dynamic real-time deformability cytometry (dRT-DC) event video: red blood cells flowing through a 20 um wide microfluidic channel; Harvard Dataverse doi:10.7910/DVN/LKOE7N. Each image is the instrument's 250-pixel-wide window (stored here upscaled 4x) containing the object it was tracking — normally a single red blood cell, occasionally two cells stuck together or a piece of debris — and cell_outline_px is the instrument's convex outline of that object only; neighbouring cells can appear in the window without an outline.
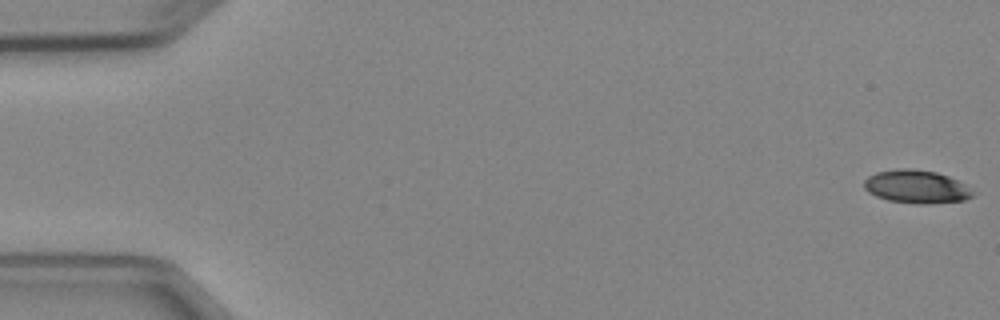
{"species": "Egyptian fruit bat (a non-hibernating species)", "species_latin": "Rousettus aegyptiacus", "temperature_condition": "cold", "stored_images_in_passage": 4, "camera_frame_rate_fps": 3000, "um_per_image_px": 0.085, "animal": {"sex": "female"}, "frame": {"image": 1, "passage_image": 1, "time_ms": 0.0, "image_size_px": [1000, 320], "cell_outline_px": [[976, 192], [972, 196], [964, 200], [928, 204], [916, 204], [888, 200], [876, 196], [868, 192], [864, 188], [864, 180], [868, 176], [876, 172], [900, 168], [912, 168], [936, 172], [948, 176], [964, 184]], "centroid_in_image_um": [77.88, 15.87], "position_along_channel_um": 7.1, "area_um2": 21.1}}
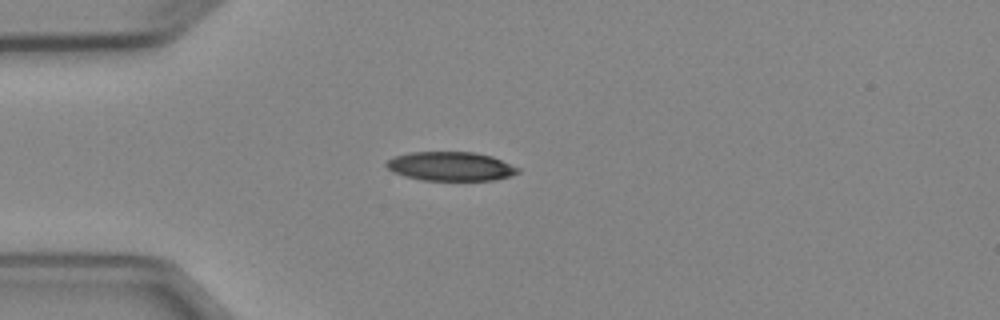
{"frame": {"image": 2, "passage_image": 4, "time_ms": 4.333, "image_size_px": [1000, 320], "cell_outline_px": [[520, 172], [508, 176], [492, 180], [420, 180], [404, 176], [392, 172], [384, 164], [388, 160], [396, 156], [412, 152], [476, 152], [492, 156], [520, 168]], "centroid_in_image_um": [38.3, 14.14], "position_along_channel_um": 46.7, "area_um2": 22.2}}